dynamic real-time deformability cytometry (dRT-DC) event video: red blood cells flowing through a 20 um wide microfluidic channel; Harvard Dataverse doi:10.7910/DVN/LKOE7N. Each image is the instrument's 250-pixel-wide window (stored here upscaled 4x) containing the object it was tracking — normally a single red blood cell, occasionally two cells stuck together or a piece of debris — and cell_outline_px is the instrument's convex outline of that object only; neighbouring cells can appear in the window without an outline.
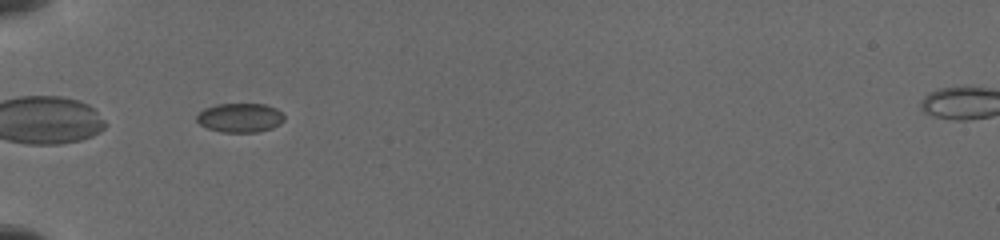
{"species": "common noctule bat (a hibernating species)", "species_latin": "Nyctalus noctula", "temperature_condition": "cold", "stored_images_in_passage": 51, "camera_frame_rate_fps": 3000, "um_per_image_px": 0.085, "animal": {"sex": "female", "body_mass_g": 19.5, "forearm_length_mm": 54.1}, "frame": {"image": 1, "passage_image": 1, "time_ms": 0.0, "image_size_px": [1000, 240], "cell_outline_px": [[284, 120], [272, 128], [256, 132], [220, 132], [208, 128], [200, 124], [196, 120], [196, 116], [204, 108], [216, 104], [264, 104], [276, 108], [284, 116]], "centroid_in_image_um": [20.38, 10.0], "position_along_channel_um": 64.6, "area_um2": 14.8}}
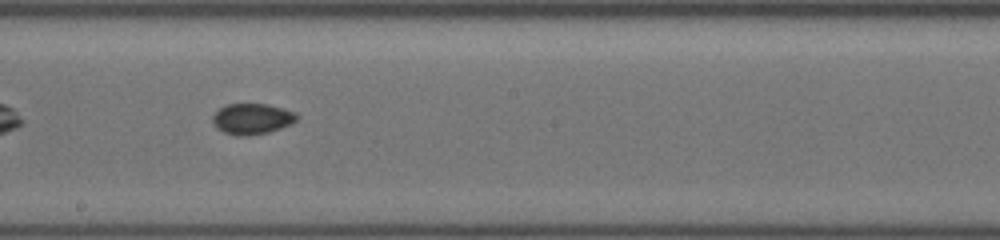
{"frame": {"image": 2, "passage_image": 17, "time_ms": 4.333, "image_size_px": [1000, 240], "cell_outline_px": [[296, 120], [280, 128], [268, 132], [236, 136], [224, 132], [212, 120], [212, 116], [220, 108], [228, 104], [268, 104], [296, 112]], "centroid_in_image_um": [21.42, 10.08], "position_along_channel_um": 226.8, "area_um2": 14.62}}
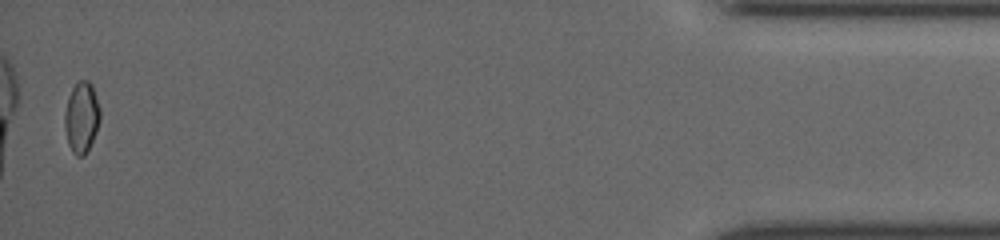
{"frame": {"image": 3, "passage_image": 49, "time_ms": 11.333, "image_size_px": [1000, 240], "cell_outline_px": [[100, 120], [96, 132], [84, 156], [76, 156], [72, 152], [68, 144], [64, 124], [64, 116], [68, 100], [72, 88], [80, 80], [88, 80], [92, 84], [100, 108]], "centroid_in_image_um": [6.94, 9.97], "position_along_channel_um": 428.3, "area_um2": 14.51}}